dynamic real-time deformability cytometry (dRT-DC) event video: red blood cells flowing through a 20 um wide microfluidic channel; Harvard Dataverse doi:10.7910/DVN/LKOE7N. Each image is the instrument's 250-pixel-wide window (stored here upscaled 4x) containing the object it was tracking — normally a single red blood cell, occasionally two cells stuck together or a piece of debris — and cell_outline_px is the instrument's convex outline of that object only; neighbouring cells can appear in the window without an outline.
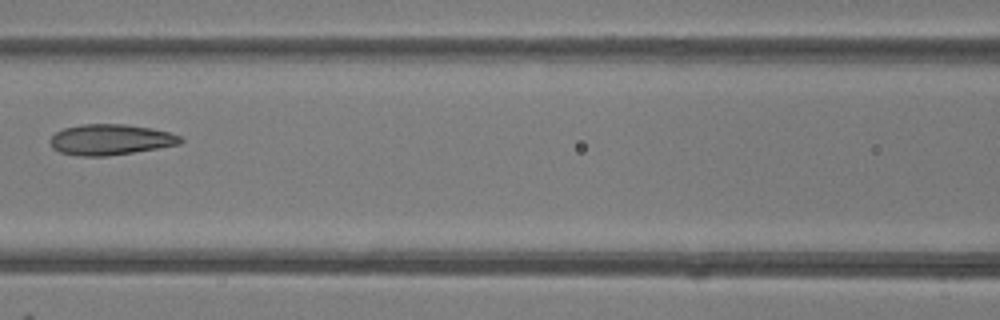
{"species": "common noctule bat (a hibernating species)", "species_latin": "Nyctalus noctula", "temperature_condition": "room temperature", "stored_images_in_passage": 6, "camera_frame_rate_fps": 3000, "um_per_image_px": 0.085, "animal": {"sex": "female"}, "frame": {"image": 1, "passage_image": 6, "time_ms": 6.667, "image_size_px": [1000, 320], "cell_outline_px": [[184, 140], [180, 144], [132, 152], [104, 156], [76, 156], [60, 152], [52, 148], [48, 140], [56, 132], [64, 128], [84, 124], [124, 124], [152, 128], [168, 132], [180, 136]], "centroid_in_image_um": [9.36, 11.86], "position_along_channel_um": 157.2, "area_um2": 23.24}}